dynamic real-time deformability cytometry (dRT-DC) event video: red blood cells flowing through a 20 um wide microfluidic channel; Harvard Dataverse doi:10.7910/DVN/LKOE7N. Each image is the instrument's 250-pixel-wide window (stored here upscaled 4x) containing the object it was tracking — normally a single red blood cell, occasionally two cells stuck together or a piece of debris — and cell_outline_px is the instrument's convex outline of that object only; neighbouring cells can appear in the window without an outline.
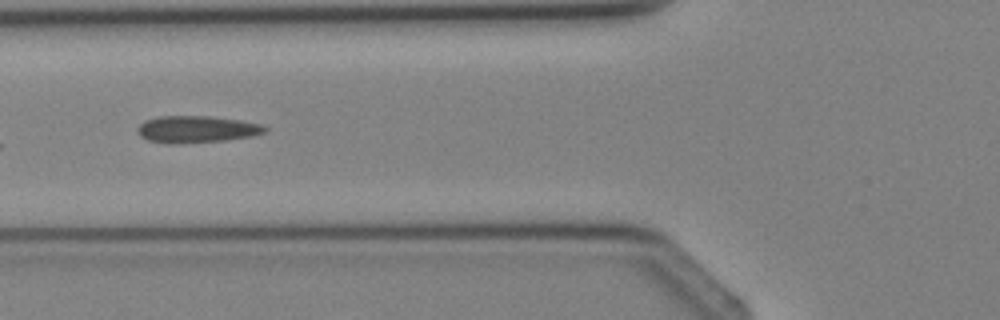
{"species": "Egyptian fruit bat (a non-hibernating species)", "species_latin": "Rousettus aegyptiacus", "temperature_condition": "cold", "stored_images_in_passage": 5, "camera_frame_rate_fps": 3000, "um_per_image_px": 0.085, "animal": {"sex": "female"}, "frame": {"image": 1, "passage_image": 5, "time_ms": 5.0, "image_size_px": [1000, 320], "cell_outline_px": [[268, 128], [264, 132], [252, 136], [224, 140], [148, 140], [140, 136], [136, 132], [136, 128], [144, 120], [160, 116], [208, 116], [240, 120], [260, 124]], "centroid_in_image_um": [16.73, 10.92], "position_along_channel_um": 109.1, "area_um2": 18.79}}